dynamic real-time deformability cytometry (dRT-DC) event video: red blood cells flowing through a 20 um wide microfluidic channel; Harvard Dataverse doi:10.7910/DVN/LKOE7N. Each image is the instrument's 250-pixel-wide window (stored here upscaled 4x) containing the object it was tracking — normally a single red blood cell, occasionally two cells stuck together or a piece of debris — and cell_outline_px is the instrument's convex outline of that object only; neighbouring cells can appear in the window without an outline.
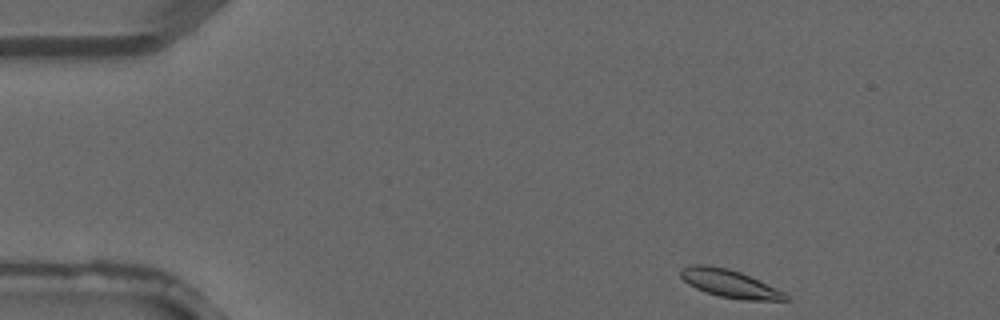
{"species": "common noctule bat (a hibernating species)", "species_latin": "Nyctalus noctula", "temperature_condition": "warm", "stored_images_in_passage": 5, "camera_frame_rate_fps": 3000, "um_per_image_px": 0.085, "animal": {"sex": "male", "forearm_length_mm": 52.5}, "frame": {"image": 1, "passage_image": 5, "time_ms": 1.333, "image_size_px": [1000, 320], "cell_outline_px": [[788, 300], [744, 300], [720, 296], [704, 292], [688, 284], [680, 276], [680, 268], [692, 264], [708, 264], [728, 268], [740, 272], [784, 292], [788, 296]], "centroid_in_image_um": [61.96, 24.08], "position_along_channel_um": 23.0, "area_um2": 16.94}}